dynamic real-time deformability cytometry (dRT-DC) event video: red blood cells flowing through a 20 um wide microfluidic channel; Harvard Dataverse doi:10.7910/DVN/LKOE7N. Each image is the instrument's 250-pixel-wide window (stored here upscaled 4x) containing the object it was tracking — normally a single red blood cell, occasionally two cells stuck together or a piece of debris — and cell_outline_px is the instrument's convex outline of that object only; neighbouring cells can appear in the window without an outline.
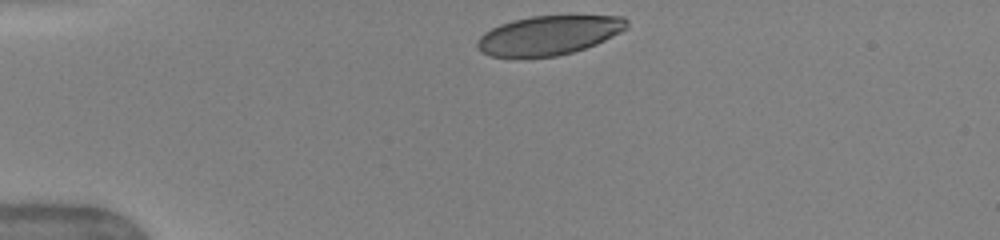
{"species": "human", "species_latin": "Homo sapiens", "temperature_condition": "warm", "stored_images_in_passage": 33, "camera_frame_rate_fps": 3000, "um_per_image_px": 0.085, "donor": {"sex": "female"}, "frame": {"image": 1, "passage_image": 1, "time_ms": 0.0, "image_size_px": [1000, 240], "cell_outline_px": [[628, 28], [596, 44], [572, 52], [556, 56], [524, 60], [492, 56], [480, 52], [476, 48], [476, 40], [484, 32], [500, 24], [512, 20], [532, 16], [624, 16], [628, 20]], "centroid_in_image_um": [46.57, 3.03], "position_along_channel_um": 38.4, "area_um2": 34.85}}
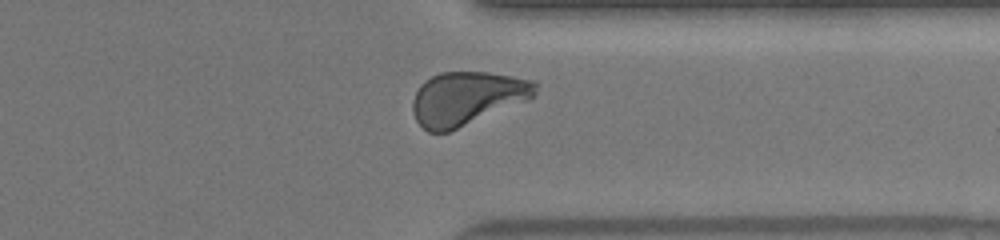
{"frame": {"image": 2, "passage_image": 29, "time_ms": 9.333, "image_size_px": [1000, 240], "cell_outline_px": [[536, 96], [528, 100], [448, 132], [428, 132], [416, 120], [412, 112], [412, 100], [420, 84], [424, 80], [440, 72], [488, 72], [536, 80]], "centroid_in_image_um": [39.69, 8.34], "position_along_channel_um": 371.7, "area_um2": 38.26}, "authors_computed_cell_mechanics": {"area_um2": 37.3388, "velocity_mm_per_s": 4.0506, "shape_relaxation_time_tau1_ms": 3.9269, "shape_relaxation_time_tau2_ms": null, "deformation_change_tau1": 0.1714, "deformation_change_tau2": null}}